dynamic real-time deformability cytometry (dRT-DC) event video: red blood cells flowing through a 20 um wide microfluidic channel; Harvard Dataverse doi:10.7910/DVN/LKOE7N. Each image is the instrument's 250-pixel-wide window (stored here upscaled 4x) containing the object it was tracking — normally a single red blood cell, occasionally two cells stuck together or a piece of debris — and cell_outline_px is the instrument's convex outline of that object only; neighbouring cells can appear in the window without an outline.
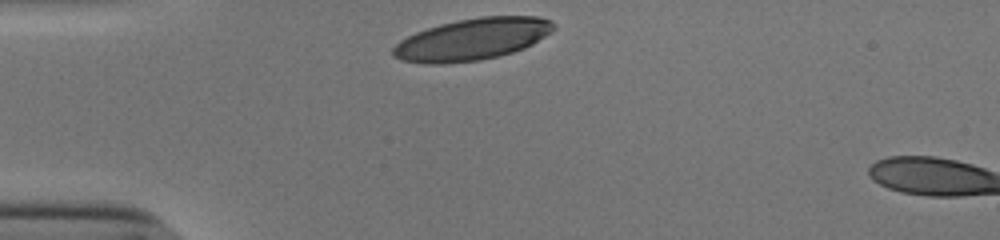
{"species": "human", "species_latin": "Homo sapiens", "temperature_condition": "cold", "stored_images_in_passage": 30, "camera_frame_rate_fps": 3000, "um_per_image_px": 0.085, "donor": {"sex": "male"}, "frame": {"image": 1, "passage_image": 1, "time_ms": 0.0, "image_size_px": [1000, 240], "cell_outline_px": [[556, 28], [552, 32], [532, 44], [524, 48], [500, 56], [480, 60], [444, 64], [424, 64], [400, 60], [392, 56], [392, 48], [400, 40], [416, 32], [440, 24], [456, 20], [480, 16], [536, 16], [552, 20], [556, 24]], "centroid_in_image_um": [40.15, 3.34], "position_along_channel_um": 44.9, "area_um2": 39.48}}
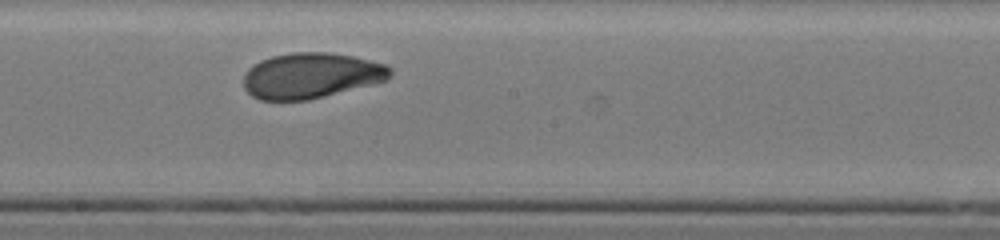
{"frame": {"image": 2, "passage_image": 17, "time_ms": 5.333, "image_size_px": [1000, 240], "cell_outline_px": [[392, 76], [388, 80], [308, 100], [260, 100], [252, 96], [244, 88], [244, 72], [248, 68], [260, 60], [272, 56], [292, 52], [328, 52], [352, 56], [384, 64], [392, 68]], "centroid_in_image_um": [26.43, 6.42], "position_along_channel_um": 221.8, "area_um2": 38.96}}
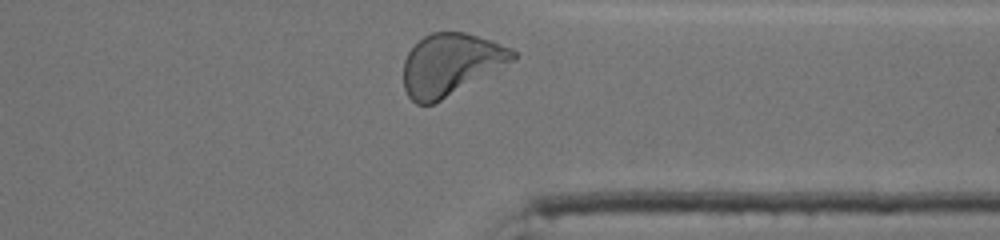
{"frame": {"image": 3, "passage_image": 29, "time_ms": 9.333, "image_size_px": [1000, 240], "cell_outline_px": [[520, 56], [504, 68], [432, 104], [416, 104], [408, 96], [404, 88], [404, 60], [408, 52], [424, 36], [432, 32], [464, 32], [492, 40], [512, 48]], "centroid_in_image_um": [38.36, 5.47], "position_along_channel_um": 373.0, "area_um2": 39.65}, "authors_computed_cell_mechanics": {"area_um2": 39.3329, "velocity_mm_per_s": 3.8197, "shape_relaxation_time_tau1_ms": 3.4627, "shape_relaxation_time_tau2_ms": 1.2503, "deformation_change_tau1": 0.1649, "deformation_change_tau2": 0.0442}}